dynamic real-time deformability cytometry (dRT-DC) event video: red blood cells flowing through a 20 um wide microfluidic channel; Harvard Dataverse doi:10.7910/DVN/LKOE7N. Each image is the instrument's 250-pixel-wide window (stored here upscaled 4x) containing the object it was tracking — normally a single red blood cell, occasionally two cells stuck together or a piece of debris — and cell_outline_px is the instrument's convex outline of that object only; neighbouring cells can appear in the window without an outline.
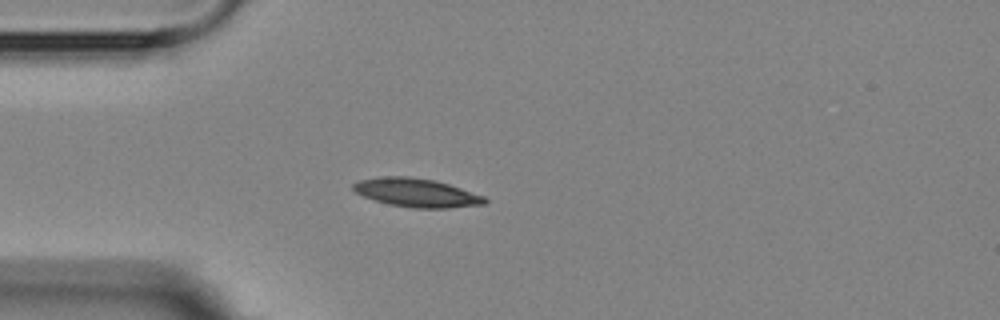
{"species": "Egyptian fruit bat (a non-hibernating species)", "species_latin": "Rousettus aegyptiacus", "temperature_condition": "room temperature", "stored_images_in_passage": 6, "camera_frame_rate_fps": 3000, "um_per_image_px": 0.085, "animal": {"sex": "female"}, "frame": {"image": 1, "passage_image": 5, "time_ms": 4.667, "image_size_px": [1000, 320], "cell_outline_px": [[488, 204], [448, 208], [412, 208], [388, 204], [364, 196], [356, 192], [352, 188], [352, 184], [360, 180], [380, 176], [408, 176], [432, 180], [448, 184], [484, 196], [488, 200]], "centroid_in_image_um": [35.41, 16.38], "position_along_channel_um": 49.6, "area_um2": 21.85}}